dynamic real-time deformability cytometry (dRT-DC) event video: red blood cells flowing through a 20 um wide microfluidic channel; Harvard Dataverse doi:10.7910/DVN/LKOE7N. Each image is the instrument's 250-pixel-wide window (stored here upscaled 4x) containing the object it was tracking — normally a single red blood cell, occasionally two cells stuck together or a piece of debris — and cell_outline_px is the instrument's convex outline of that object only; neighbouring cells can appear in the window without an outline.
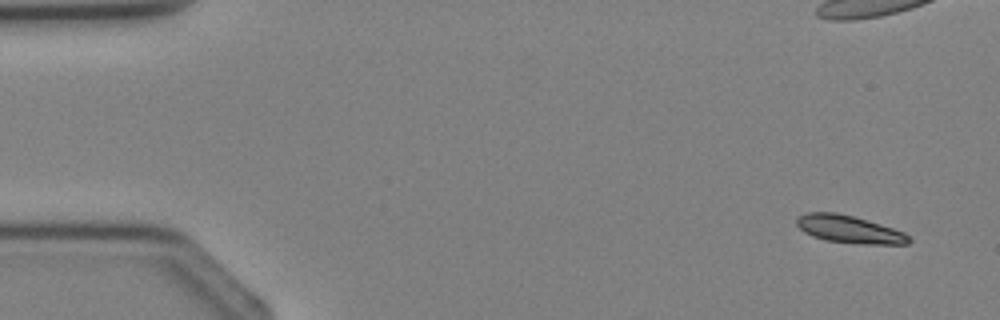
{"species": "Egyptian fruit bat (a non-hibernating species)", "species_latin": "Rousettus aegyptiacus", "temperature_condition": "cold", "stored_images_in_passage": 6, "camera_frame_rate_fps": 3000, "um_per_image_px": 0.085, "animal": {"sex": "female"}, "frame": {"image": 1, "passage_image": 1, "time_ms": 0.0, "image_size_px": [1000, 320], "cell_outline_px": [[912, 240], [908, 244], [864, 244], [824, 240], [812, 236], [804, 232], [796, 224], [796, 216], [808, 212], [836, 212], [852, 216], [880, 224], [904, 232]], "centroid_in_image_um": [72.15, 19.49], "position_along_channel_um": 12.9, "area_um2": 17.98}}
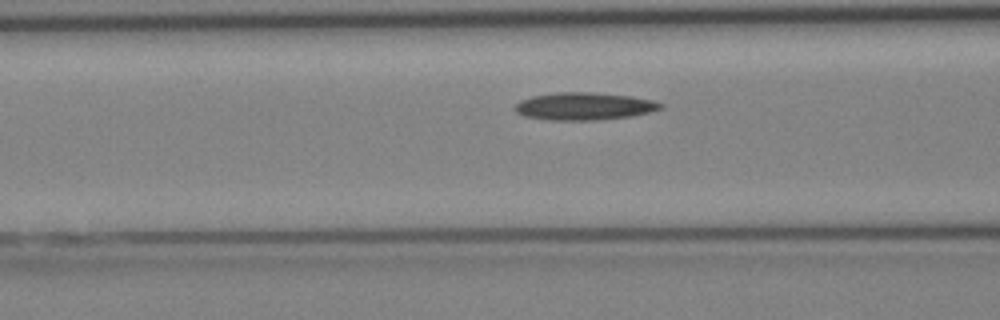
{"frame": {"image": 2, "passage_image": 6, "time_ms": 5.667, "image_size_px": [1000, 320], "cell_outline_px": [[664, 108], [652, 112], [632, 116], [596, 120], [548, 120], [524, 116], [516, 112], [512, 108], [520, 100], [532, 96], [556, 92], [592, 92], [632, 96], [652, 100], [664, 104]], "centroid_in_image_um": [49.66, 9.03], "position_along_channel_um": 116.9, "area_um2": 23.64}}